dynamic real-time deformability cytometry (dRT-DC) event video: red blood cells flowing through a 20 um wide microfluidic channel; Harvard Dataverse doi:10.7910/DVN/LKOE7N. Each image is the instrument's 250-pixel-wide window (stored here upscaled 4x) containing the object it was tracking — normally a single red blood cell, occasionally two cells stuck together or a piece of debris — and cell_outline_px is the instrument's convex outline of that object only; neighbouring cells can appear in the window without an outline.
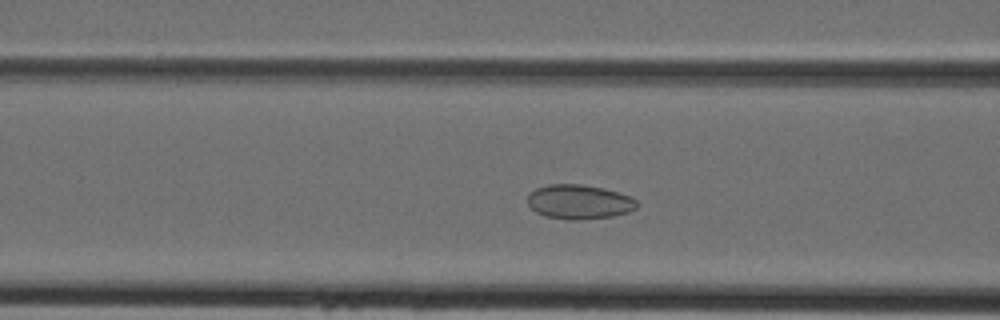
{"species": "Egyptian fruit bat (a non-hibernating species)", "species_latin": "Rousettus aegyptiacus", "temperature_condition": "cold", "stored_images_in_passage": 40, "camera_frame_rate_fps": 3000, "um_per_image_px": 0.085, "animal": {"sex": "female"}, "frame": {"image": 1, "passage_image": 12, "time_ms": 3.667, "image_size_px": [1000, 320], "cell_outline_px": [[636, 208], [628, 212], [612, 216], [580, 220], [572, 220], [544, 216], [536, 212], [528, 204], [528, 192], [536, 188], [548, 184], [580, 184], [604, 188], [632, 196], [636, 200]], "centroid_in_image_um": [49.21, 17.15], "position_along_channel_um": 117.4, "area_um2": 22.02}}
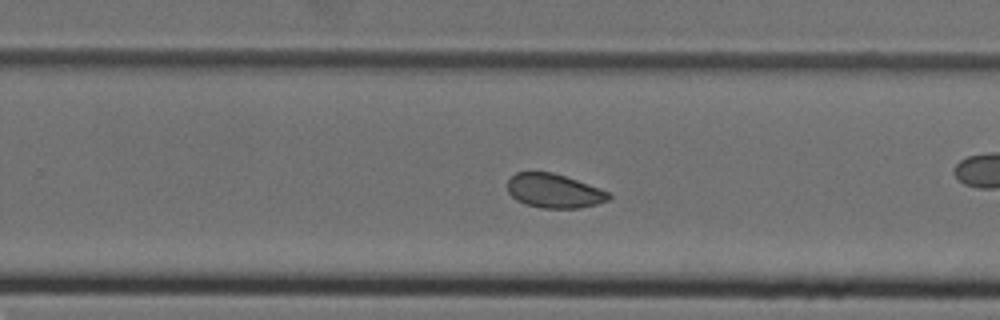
{"frame": {"image": 2, "passage_image": 23, "time_ms": 7.333, "image_size_px": [1000, 320], "cell_outline_px": [[612, 196], [608, 200], [596, 204], [580, 208], [540, 208], [516, 200], [508, 192], [508, 180], [516, 172], [552, 172], [612, 192]], "centroid_in_image_um": [47.12, 16.23], "position_along_channel_um": 282.7, "area_um2": 20.06}}